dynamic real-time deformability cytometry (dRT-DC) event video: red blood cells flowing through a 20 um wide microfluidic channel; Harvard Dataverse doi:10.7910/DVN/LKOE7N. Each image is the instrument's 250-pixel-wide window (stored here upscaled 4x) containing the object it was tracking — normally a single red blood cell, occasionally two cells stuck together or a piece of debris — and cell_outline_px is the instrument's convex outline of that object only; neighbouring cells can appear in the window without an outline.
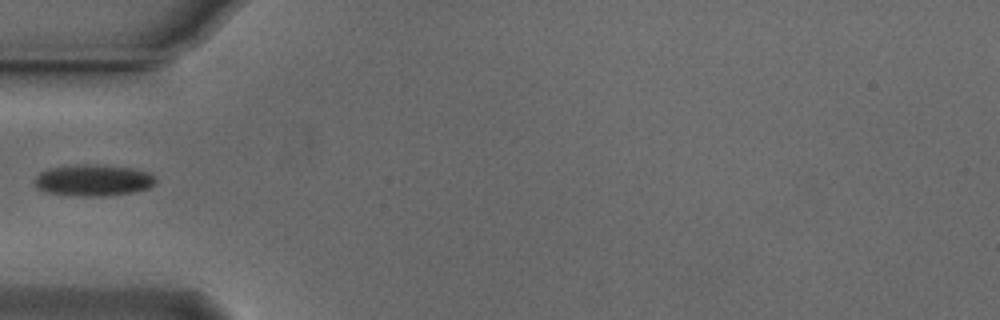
{"species": "Egyptian fruit bat (a non-hibernating species)", "species_latin": "Rousettus aegyptiacus", "temperature_condition": "cold", "stored_images_in_passage": 38, "camera_frame_rate_fps": 3000, "um_per_image_px": 0.085, "animal": {"sex": "male"}, "frame": {"image": 1, "passage_image": 1, "time_ms": 0.0, "image_size_px": [1000, 320], "cell_outline_px": [[156, 184], [148, 188], [136, 192], [104, 196], [80, 196], [48, 192], [40, 188], [32, 180], [40, 172], [48, 168], [76, 164], [104, 164], [132, 168], [152, 172], [156, 176]], "centroid_in_image_um": [8.0, 15.3], "position_along_channel_um": 77.0, "area_um2": 22.6}}
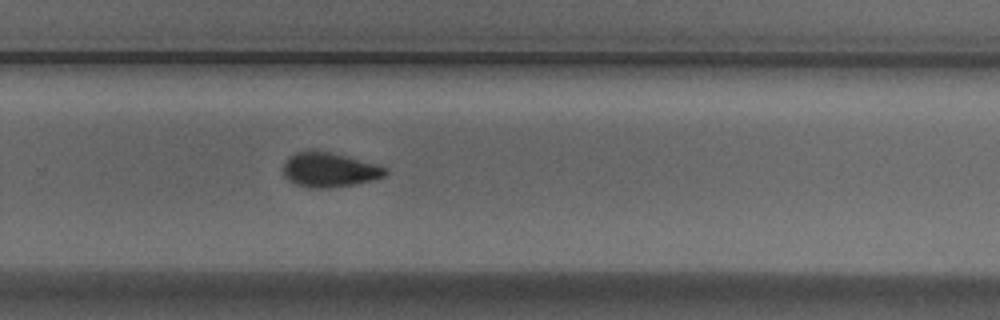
{"frame": {"image": 2, "passage_image": 19, "time_ms": 6.0, "image_size_px": [1000, 320], "cell_outline_px": [[388, 172], [384, 176], [372, 180], [352, 184], [328, 188], [308, 188], [296, 184], [288, 180], [284, 176], [284, 164], [288, 156], [296, 152], [332, 152], [348, 156], [376, 164], [388, 168]], "centroid_in_image_um": [28.0, 14.44], "position_along_channel_um": 301.8, "area_um2": 20.35}}
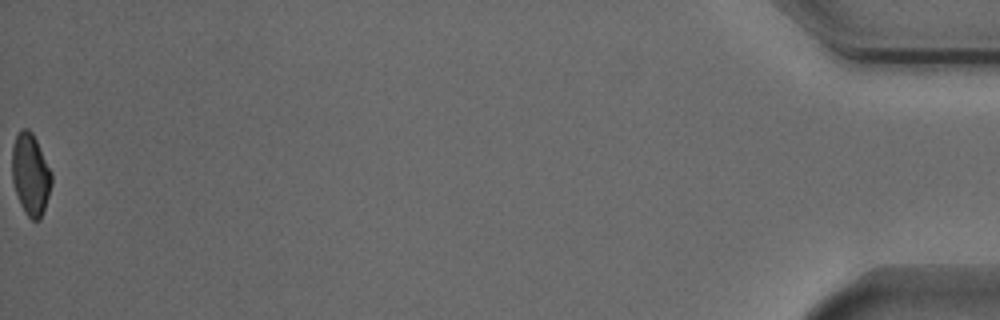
{"frame": {"image": 3, "passage_image": 38, "time_ms": 12.333, "image_size_px": [1000, 320], "cell_outline_px": [[52, 184], [40, 220], [32, 220], [24, 212], [20, 204], [12, 180], [12, 148], [16, 136], [20, 128], [28, 128], [32, 132], [52, 172]], "centroid_in_image_um": [2.59, 14.81], "position_along_channel_um": 432.6, "area_um2": 18.79}}